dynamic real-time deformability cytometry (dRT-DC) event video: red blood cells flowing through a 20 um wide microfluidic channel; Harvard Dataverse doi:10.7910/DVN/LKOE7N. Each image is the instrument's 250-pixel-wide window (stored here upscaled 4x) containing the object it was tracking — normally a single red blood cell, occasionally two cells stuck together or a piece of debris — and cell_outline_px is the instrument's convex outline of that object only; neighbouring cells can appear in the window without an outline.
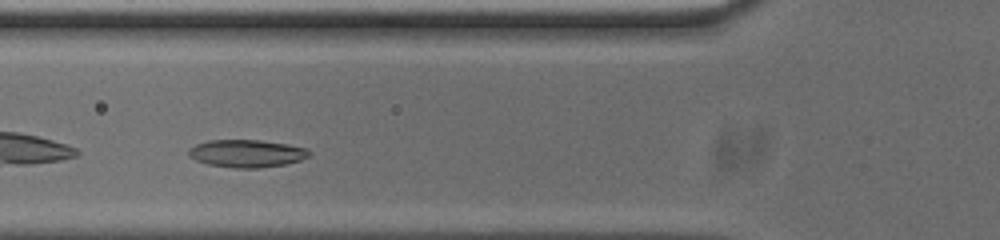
{"species": "common noctule bat (a hibernating species)", "species_latin": "Nyctalus noctula", "temperature_condition": "cold", "stored_images_in_passage": 30, "camera_frame_rate_fps": 3000, "um_per_image_px": 0.085, "animal": {"sex": "male", "body_mass_g": 20.0, "forearm_length_mm": 53.3}, "frame": {"image": 1, "passage_image": 5, "time_ms": 1.333, "image_size_px": [1000, 240], "cell_outline_px": [[312, 152], [308, 156], [300, 160], [284, 164], [260, 168], [232, 168], [208, 164], [196, 160], [188, 156], [188, 148], [196, 144], [208, 140], [260, 140], [288, 144], [308, 148]], "centroid_in_image_um": [20.96, 13.04], "position_along_channel_um": 104.8, "area_um2": 19.54}}
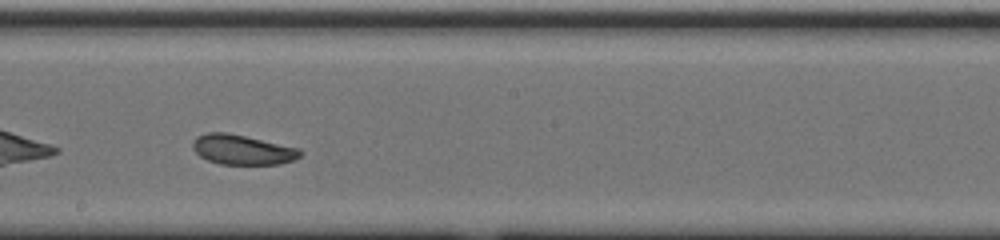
{"frame": {"image": 2, "passage_image": 15, "time_ms": 4.667, "image_size_px": [1000, 240], "cell_outline_px": [[300, 156], [292, 160], [280, 164], [220, 164], [208, 160], [200, 156], [192, 148], [192, 140], [196, 136], [208, 132], [228, 132], [300, 148]], "centroid_in_image_um": [20.56, 12.71], "position_along_channel_um": 227.6, "area_um2": 18.73}}
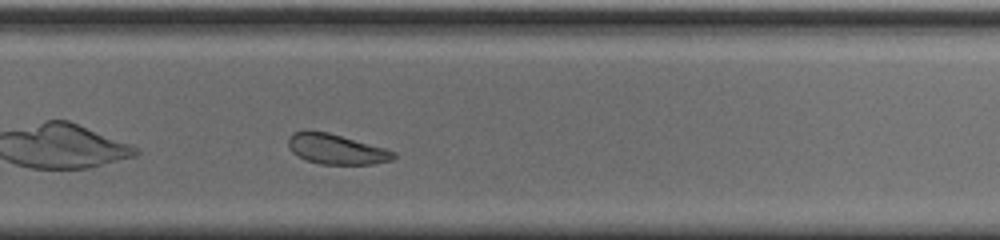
{"frame": {"image": 3, "passage_image": 21, "time_ms": 6.667, "image_size_px": [1000, 240], "cell_outline_px": [[396, 156], [392, 160], [372, 164], [320, 164], [308, 160], [292, 152], [288, 148], [288, 136], [292, 132], [304, 128], [308, 128], [328, 132], [388, 148], [396, 152]], "centroid_in_image_um": [28.56, 12.63], "position_along_channel_um": 301.2, "area_um2": 19.02}, "authors_computed_cell_mechanics": {"area_um2": 19.1029, "velocity_mm_per_s": 3.6941, "shape_relaxation_time_tau1_ms": 3.7629, "shape_relaxation_time_tau2_ms": 6.2006, "deformation_change_tau1": 0.0872, "deformation_change_tau2": 0.1307}}